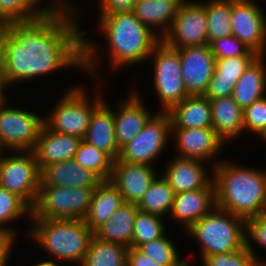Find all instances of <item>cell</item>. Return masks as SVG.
<instances>
[{
    "instance_id": "cell-1",
    "label": "cell",
    "mask_w": 266,
    "mask_h": 266,
    "mask_svg": "<svg viewBox=\"0 0 266 266\" xmlns=\"http://www.w3.org/2000/svg\"><path fill=\"white\" fill-rule=\"evenodd\" d=\"M69 4L64 1L55 12L43 18L0 26L7 87L69 66L81 67L91 77L100 78L96 69L98 46L84 37L78 26L79 14Z\"/></svg>"
},
{
    "instance_id": "cell-2",
    "label": "cell",
    "mask_w": 266,
    "mask_h": 266,
    "mask_svg": "<svg viewBox=\"0 0 266 266\" xmlns=\"http://www.w3.org/2000/svg\"><path fill=\"white\" fill-rule=\"evenodd\" d=\"M211 172L216 207L245 220L266 212V171L220 161Z\"/></svg>"
},
{
    "instance_id": "cell-3",
    "label": "cell",
    "mask_w": 266,
    "mask_h": 266,
    "mask_svg": "<svg viewBox=\"0 0 266 266\" xmlns=\"http://www.w3.org/2000/svg\"><path fill=\"white\" fill-rule=\"evenodd\" d=\"M99 17L98 28L108 41L110 65L114 70L148 60L161 40L159 33H154L132 12L101 14Z\"/></svg>"
},
{
    "instance_id": "cell-4",
    "label": "cell",
    "mask_w": 266,
    "mask_h": 266,
    "mask_svg": "<svg viewBox=\"0 0 266 266\" xmlns=\"http://www.w3.org/2000/svg\"><path fill=\"white\" fill-rule=\"evenodd\" d=\"M32 225L30 234L45 251L81 265L94 236L84 219H32Z\"/></svg>"
},
{
    "instance_id": "cell-5",
    "label": "cell",
    "mask_w": 266,
    "mask_h": 266,
    "mask_svg": "<svg viewBox=\"0 0 266 266\" xmlns=\"http://www.w3.org/2000/svg\"><path fill=\"white\" fill-rule=\"evenodd\" d=\"M204 256L233 252L246 245V220L215 207L188 230Z\"/></svg>"
},
{
    "instance_id": "cell-6",
    "label": "cell",
    "mask_w": 266,
    "mask_h": 266,
    "mask_svg": "<svg viewBox=\"0 0 266 266\" xmlns=\"http://www.w3.org/2000/svg\"><path fill=\"white\" fill-rule=\"evenodd\" d=\"M85 91L83 86L78 85L68 89L49 116L44 117V124L59 134L84 139L93 111L104 101L99 93L91 102Z\"/></svg>"
},
{
    "instance_id": "cell-7",
    "label": "cell",
    "mask_w": 266,
    "mask_h": 266,
    "mask_svg": "<svg viewBox=\"0 0 266 266\" xmlns=\"http://www.w3.org/2000/svg\"><path fill=\"white\" fill-rule=\"evenodd\" d=\"M95 188L40 186L31 219H84Z\"/></svg>"
},
{
    "instance_id": "cell-8",
    "label": "cell",
    "mask_w": 266,
    "mask_h": 266,
    "mask_svg": "<svg viewBox=\"0 0 266 266\" xmlns=\"http://www.w3.org/2000/svg\"><path fill=\"white\" fill-rule=\"evenodd\" d=\"M149 58L154 59L153 84L156 94L161 102L162 111L168 112L189 96L181 76L178 48L167 45L161 39L155 45Z\"/></svg>"
},
{
    "instance_id": "cell-9",
    "label": "cell",
    "mask_w": 266,
    "mask_h": 266,
    "mask_svg": "<svg viewBox=\"0 0 266 266\" xmlns=\"http://www.w3.org/2000/svg\"><path fill=\"white\" fill-rule=\"evenodd\" d=\"M0 158V186L20 197L31 209L40 187V173L33 151H11Z\"/></svg>"
},
{
    "instance_id": "cell-10",
    "label": "cell",
    "mask_w": 266,
    "mask_h": 266,
    "mask_svg": "<svg viewBox=\"0 0 266 266\" xmlns=\"http://www.w3.org/2000/svg\"><path fill=\"white\" fill-rule=\"evenodd\" d=\"M171 134L168 112L161 111L149 118L144 128L120 149L119 159L154 166L153 161L164 151Z\"/></svg>"
},
{
    "instance_id": "cell-11",
    "label": "cell",
    "mask_w": 266,
    "mask_h": 266,
    "mask_svg": "<svg viewBox=\"0 0 266 266\" xmlns=\"http://www.w3.org/2000/svg\"><path fill=\"white\" fill-rule=\"evenodd\" d=\"M0 102V144L10 151H33L44 126V118L26 110L4 107Z\"/></svg>"
},
{
    "instance_id": "cell-12",
    "label": "cell",
    "mask_w": 266,
    "mask_h": 266,
    "mask_svg": "<svg viewBox=\"0 0 266 266\" xmlns=\"http://www.w3.org/2000/svg\"><path fill=\"white\" fill-rule=\"evenodd\" d=\"M162 40L178 49L208 44L205 2L184 0Z\"/></svg>"
},
{
    "instance_id": "cell-13",
    "label": "cell",
    "mask_w": 266,
    "mask_h": 266,
    "mask_svg": "<svg viewBox=\"0 0 266 266\" xmlns=\"http://www.w3.org/2000/svg\"><path fill=\"white\" fill-rule=\"evenodd\" d=\"M253 0H231L232 35L258 55L265 54L266 16Z\"/></svg>"
},
{
    "instance_id": "cell-14",
    "label": "cell",
    "mask_w": 266,
    "mask_h": 266,
    "mask_svg": "<svg viewBox=\"0 0 266 266\" xmlns=\"http://www.w3.org/2000/svg\"><path fill=\"white\" fill-rule=\"evenodd\" d=\"M181 76L189 95H204L212 78L216 58L208 44L179 48Z\"/></svg>"
},
{
    "instance_id": "cell-15",
    "label": "cell",
    "mask_w": 266,
    "mask_h": 266,
    "mask_svg": "<svg viewBox=\"0 0 266 266\" xmlns=\"http://www.w3.org/2000/svg\"><path fill=\"white\" fill-rule=\"evenodd\" d=\"M154 166L131 163L117 158L113 160L110 181L122 194L124 202L137 204L156 175Z\"/></svg>"
},
{
    "instance_id": "cell-16",
    "label": "cell",
    "mask_w": 266,
    "mask_h": 266,
    "mask_svg": "<svg viewBox=\"0 0 266 266\" xmlns=\"http://www.w3.org/2000/svg\"><path fill=\"white\" fill-rule=\"evenodd\" d=\"M172 133L176 138L178 157L182 158L209 161L217 156L225 144L212 127L171 128Z\"/></svg>"
},
{
    "instance_id": "cell-17",
    "label": "cell",
    "mask_w": 266,
    "mask_h": 266,
    "mask_svg": "<svg viewBox=\"0 0 266 266\" xmlns=\"http://www.w3.org/2000/svg\"><path fill=\"white\" fill-rule=\"evenodd\" d=\"M216 207V187L212 180L205 188L175 194L170 214L188 230Z\"/></svg>"
},
{
    "instance_id": "cell-18",
    "label": "cell",
    "mask_w": 266,
    "mask_h": 266,
    "mask_svg": "<svg viewBox=\"0 0 266 266\" xmlns=\"http://www.w3.org/2000/svg\"><path fill=\"white\" fill-rule=\"evenodd\" d=\"M139 94L131 92L127 100L116 105L119 111L114 112V128L119 149L135 137L152 116Z\"/></svg>"
},
{
    "instance_id": "cell-19",
    "label": "cell",
    "mask_w": 266,
    "mask_h": 266,
    "mask_svg": "<svg viewBox=\"0 0 266 266\" xmlns=\"http://www.w3.org/2000/svg\"><path fill=\"white\" fill-rule=\"evenodd\" d=\"M82 140L77 136L54 132L44 124L33 149L39 170L53 163L74 159Z\"/></svg>"
},
{
    "instance_id": "cell-20",
    "label": "cell",
    "mask_w": 266,
    "mask_h": 266,
    "mask_svg": "<svg viewBox=\"0 0 266 266\" xmlns=\"http://www.w3.org/2000/svg\"><path fill=\"white\" fill-rule=\"evenodd\" d=\"M102 180L74 159L44 167L40 173V186L96 188Z\"/></svg>"
},
{
    "instance_id": "cell-21",
    "label": "cell",
    "mask_w": 266,
    "mask_h": 266,
    "mask_svg": "<svg viewBox=\"0 0 266 266\" xmlns=\"http://www.w3.org/2000/svg\"><path fill=\"white\" fill-rule=\"evenodd\" d=\"M203 163L201 160L176 156L168 162L163 176L175 194L202 189L213 180V177H208Z\"/></svg>"
},
{
    "instance_id": "cell-22",
    "label": "cell",
    "mask_w": 266,
    "mask_h": 266,
    "mask_svg": "<svg viewBox=\"0 0 266 266\" xmlns=\"http://www.w3.org/2000/svg\"><path fill=\"white\" fill-rule=\"evenodd\" d=\"M258 56L216 58L215 71L204 95L208 98L232 96L236 82Z\"/></svg>"
},
{
    "instance_id": "cell-23",
    "label": "cell",
    "mask_w": 266,
    "mask_h": 266,
    "mask_svg": "<svg viewBox=\"0 0 266 266\" xmlns=\"http://www.w3.org/2000/svg\"><path fill=\"white\" fill-rule=\"evenodd\" d=\"M83 140L104 151L113 160L119 157L120 149L116 142L114 112L105 101L93 111Z\"/></svg>"
},
{
    "instance_id": "cell-24",
    "label": "cell",
    "mask_w": 266,
    "mask_h": 266,
    "mask_svg": "<svg viewBox=\"0 0 266 266\" xmlns=\"http://www.w3.org/2000/svg\"><path fill=\"white\" fill-rule=\"evenodd\" d=\"M168 113L171 128L212 127L211 103L205 95H189Z\"/></svg>"
},
{
    "instance_id": "cell-25",
    "label": "cell",
    "mask_w": 266,
    "mask_h": 266,
    "mask_svg": "<svg viewBox=\"0 0 266 266\" xmlns=\"http://www.w3.org/2000/svg\"><path fill=\"white\" fill-rule=\"evenodd\" d=\"M212 112V128L226 142L236 139L243 130V109L232 96L209 98Z\"/></svg>"
},
{
    "instance_id": "cell-26",
    "label": "cell",
    "mask_w": 266,
    "mask_h": 266,
    "mask_svg": "<svg viewBox=\"0 0 266 266\" xmlns=\"http://www.w3.org/2000/svg\"><path fill=\"white\" fill-rule=\"evenodd\" d=\"M184 0H136L132 13L154 33L161 30L160 38L168 32ZM154 27V28H153Z\"/></svg>"
},
{
    "instance_id": "cell-27",
    "label": "cell",
    "mask_w": 266,
    "mask_h": 266,
    "mask_svg": "<svg viewBox=\"0 0 266 266\" xmlns=\"http://www.w3.org/2000/svg\"><path fill=\"white\" fill-rule=\"evenodd\" d=\"M138 210L136 204L124 202L107 222L94 231V236L104 241L132 247L133 226Z\"/></svg>"
},
{
    "instance_id": "cell-28",
    "label": "cell",
    "mask_w": 266,
    "mask_h": 266,
    "mask_svg": "<svg viewBox=\"0 0 266 266\" xmlns=\"http://www.w3.org/2000/svg\"><path fill=\"white\" fill-rule=\"evenodd\" d=\"M259 55L244 71L235 84L232 97L244 110L266 95V63Z\"/></svg>"
},
{
    "instance_id": "cell-29",
    "label": "cell",
    "mask_w": 266,
    "mask_h": 266,
    "mask_svg": "<svg viewBox=\"0 0 266 266\" xmlns=\"http://www.w3.org/2000/svg\"><path fill=\"white\" fill-rule=\"evenodd\" d=\"M124 203L119 190L110 180L102 181L93 191L85 223L95 231L108 221L112 214Z\"/></svg>"
},
{
    "instance_id": "cell-30",
    "label": "cell",
    "mask_w": 266,
    "mask_h": 266,
    "mask_svg": "<svg viewBox=\"0 0 266 266\" xmlns=\"http://www.w3.org/2000/svg\"><path fill=\"white\" fill-rule=\"evenodd\" d=\"M41 0H0V26L11 22L31 21L55 12L66 0H52L44 8L37 6ZM63 1V2H62Z\"/></svg>"
},
{
    "instance_id": "cell-31",
    "label": "cell",
    "mask_w": 266,
    "mask_h": 266,
    "mask_svg": "<svg viewBox=\"0 0 266 266\" xmlns=\"http://www.w3.org/2000/svg\"><path fill=\"white\" fill-rule=\"evenodd\" d=\"M128 247L93 236L80 266H127Z\"/></svg>"
},
{
    "instance_id": "cell-32",
    "label": "cell",
    "mask_w": 266,
    "mask_h": 266,
    "mask_svg": "<svg viewBox=\"0 0 266 266\" xmlns=\"http://www.w3.org/2000/svg\"><path fill=\"white\" fill-rule=\"evenodd\" d=\"M161 176L155 178L136 205L143 212L165 217L171 212L175 192L164 176Z\"/></svg>"
},
{
    "instance_id": "cell-33",
    "label": "cell",
    "mask_w": 266,
    "mask_h": 266,
    "mask_svg": "<svg viewBox=\"0 0 266 266\" xmlns=\"http://www.w3.org/2000/svg\"><path fill=\"white\" fill-rule=\"evenodd\" d=\"M208 45L211 41L232 35L231 0H210L205 3Z\"/></svg>"
},
{
    "instance_id": "cell-34",
    "label": "cell",
    "mask_w": 266,
    "mask_h": 266,
    "mask_svg": "<svg viewBox=\"0 0 266 266\" xmlns=\"http://www.w3.org/2000/svg\"><path fill=\"white\" fill-rule=\"evenodd\" d=\"M74 160L82 167L94 172L102 181L110 180L113 159L104 151L82 140Z\"/></svg>"
},
{
    "instance_id": "cell-35",
    "label": "cell",
    "mask_w": 266,
    "mask_h": 266,
    "mask_svg": "<svg viewBox=\"0 0 266 266\" xmlns=\"http://www.w3.org/2000/svg\"><path fill=\"white\" fill-rule=\"evenodd\" d=\"M24 214L28 217L32 214V209L17 195L0 186V232L9 235L16 240V230L12 226L5 225L17 221Z\"/></svg>"
},
{
    "instance_id": "cell-36",
    "label": "cell",
    "mask_w": 266,
    "mask_h": 266,
    "mask_svg": "<svg viewBox=\"0 0 266 266\" xmlns=\"http://www.w3.org/2000/svg\"><path fill=\"white\" fill-rule=\"evenodd\" d=\"M163 217L137 211L133 226L132 247L137 248L139 245L162 237L165 232Z\"/></svg>"
},
{
    "instance_id": "cell-37",
    "label": "cell",
    "mask_w": 266,
    "mask_h": 266,
    "mask_svg": "<svg viewBox=\"0 0 266 266\" xmlns=\"http://www.w3.org/2000/svg\"><path fill=\"white\" fill-rule=\"evenodd\" d=\"M167 237L164 234L162 237L139 245L137 249L163 266H189L186 260H180L175 244Z\"/></svg>"
},
{
    "instance_id": "cell-38",
    "label": "cell",
    "mask_w": 266,
    "mask_h": 266,
    "mask_svg": "<svg viewBox=\"0 0 266 266\" xmlns=\"http://www.w3.org/2000/svg\"><path fill=\"white\" fill-rule=\"evenodd\" d=\"M246 238V245L239 250L204 256L203 266H252L256 260L261 261L253 249V244Z\"/></svg>"
},
{
    "instance_id": "cell-39",
    "label": "cell",
    "mask_w": 266,
    "mask_h": 266,
    "mask_svg": "<svg viewBox=\"0 0 266 266\" xmlns=\"http://www.w3.org/2000/svg\"><path fill=\"white\" fill-rule=\"evenodd\" d=\"M243 130L259 138L266 130V95L243 110Z\"/></svg>"
},
{
    "instance_id": "cell-40",
    "label": "cell",
    "mask_w": 266,
    "mask_h": 266,
    "mask_svg": "<svg viewBox=\"0 0 266 266\" xmlns=\"http://www.w3.org/2000/svg\"><path fill=\"white\" fill-rule=\"evenodd\" d=\"M215 58L235 57L241 55H258L233 35L213 40L209 43Z\"/></svg>"
},
{
    "instance_id": "cell-41",
    "label": "cell",
    "mask_w": 266,
    "mask_h": 266,
    "mask_svg": "<svg viewBox=\"0 0 266 266\" xmlns=\"http://www.w3.org/2000/svg\"><path fill=\"white\" fill-rule=\"evenodd\" d=\"M266 248V212L246 220V238Z\"/></svg>"
},
{
    "instance_id": "cell-42",
    "label": "cell",
    "mask_w": 266,
    "mask_h": 266,
    "mask_svg": "<svg viewBox=\"0 0 266 266\" xmlns=\"http://www.w3.org/2000/svg\"><path fill=\"white\" fill-rule=\"evenodd\" d=\"M136 0H100V14L132 12Z\"/></svg>"
},
{
    "instance_id": "cell-43",
    "label": "cell",
    "mask_w": 266,
    "mask_h": 266,
    "mask_svg": "<svg viewBox=\"0 0 266 266\" xmlns=\"http://www.w3.org/2000/svg\"><path fill=\"white\" fill-rule=\"evenodd\" d=\"M127 266H163L134 247H128Z\"/></svg>"
},
{
    "instance_id": "cell-44",
    "label": "cell",
    "mask_w": 266,
    "mask_h": 266,
    "mask_svg": "<svg viewBox=\"0 0 266 266\" xmlns=\"http://www.w3.org/2000/svg\"><path fill=\"white\" fill-rule=\"evenodd\" d=\"M14 241L9 235L0 232V266H6Z\"/></svg>"
},
{
    "instance_id": "cell-45",
    "label": "cell",
    "mask_w": 266,
    "mask_h": 266,
    "mask_svg": "<svg viewBox=\"0 0 266 266\" xmlns=\"http://www.w3.org/2000/svg\"><path fill=\"white\" fill-rule=\"evenodd\" d=\"M6 80L4 77V66H3V56L0 50V102L6 101V95H4V90L6 89Z\"/></svg>"
},
{
    "instance_id": "cell-46",
    "label": "cell",
    "mask_w": 266,
    "mask_h": 266,
    "mask_svg": "<svg viewBox=\"0 0 266 266\" xmlns=\"http://www.w3.org/2000/svg\"><path fill=\"white\" fill-rule=\"evenodd\" d=\"M35 266H59L57 263H55L53 260H46L38 263Z\"/></svg>"
},
{
    "instance_id": "cell-47",
    "label": "cell",
    "mask_w": 266,
    "mask_h": 266,
    "mask_svg": "<svg viewBox=\"0 0 266 266\" xmlns=\"http://www.w3.org/2000/svg\"><path fill=\"white\" fill-rule=\"evenodd\" d=\"M252 266H266V262L256 260Z\"/></svg>"
},
{
    "instance_id": "cell-48",
    "label": "cell",
    "mask_w": 266,
    "mask_h": 266,
    "mask_svg": "<svg viewBox=\"0 0 266 266\" xmlns=\"http://www.w3.org/2000/svg\"><path fill=\"white\" fill-rule=\"evenodd\" d=\"M260 137H262V140L266 142V130L263 132V134Z\"/></svg>"
},
{
    "instance_id": "cell-49",
    "label": "cell",
    "mask_w": 266,
    "mask_h": 266,
    "mask_svg": "<svg viewBox=\"0 0 266 266\" xmlns=\"http://www.w3.org/2000/svg\"><path fill=\"white\" fill-rule=\"evenodd\" d=\"M4 150H5V149H4V148L1 146V144H0V158L2 157V154H3L2 152H4Z\"/></svg>"
}]
</instances>
